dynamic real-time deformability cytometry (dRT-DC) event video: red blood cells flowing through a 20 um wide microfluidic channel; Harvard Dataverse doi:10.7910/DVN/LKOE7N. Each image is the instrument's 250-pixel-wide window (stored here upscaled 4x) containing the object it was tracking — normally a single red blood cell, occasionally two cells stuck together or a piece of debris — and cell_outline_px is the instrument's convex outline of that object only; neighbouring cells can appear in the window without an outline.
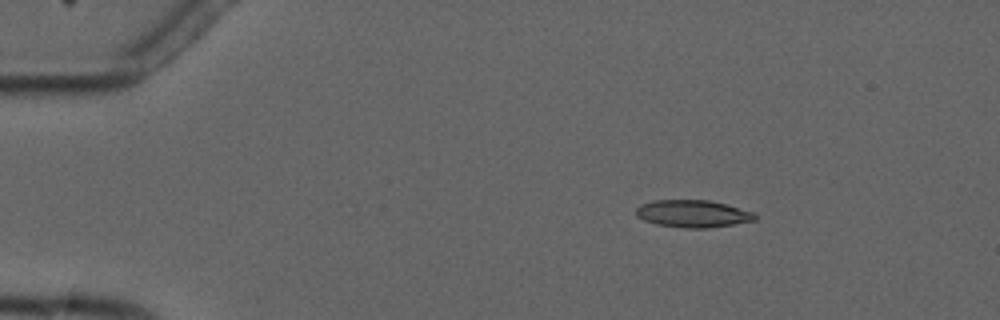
{"species": "common noctule bat (a hibernating species)", "species_latin": "Nyctalus noctula", "temperature_condition": "cold", "stored_images_in_passage": 3, "camera_frame_rate_fps": 3000, "um_per_image_px": 0.085, "animal": {"sex": "male", "forearm_length_mm": 52.5}, "frame": {"image": 1, "passage_image": 1, "time_ms": 0.0, "image_size_px": [1000, 320], "cell_outline_px": [[756, 220], [708, 228], [684, 228], [656, 224], [644, 220], [636, 216], [636, 208], [640, 204], [652, 200], [708, 200], [724, 204], [752, 212], [756, 216]], "centroid_in_image_um": [58.83, 18.16], "position_along_channel_um": 26.2, "area_um2": 18.79}}